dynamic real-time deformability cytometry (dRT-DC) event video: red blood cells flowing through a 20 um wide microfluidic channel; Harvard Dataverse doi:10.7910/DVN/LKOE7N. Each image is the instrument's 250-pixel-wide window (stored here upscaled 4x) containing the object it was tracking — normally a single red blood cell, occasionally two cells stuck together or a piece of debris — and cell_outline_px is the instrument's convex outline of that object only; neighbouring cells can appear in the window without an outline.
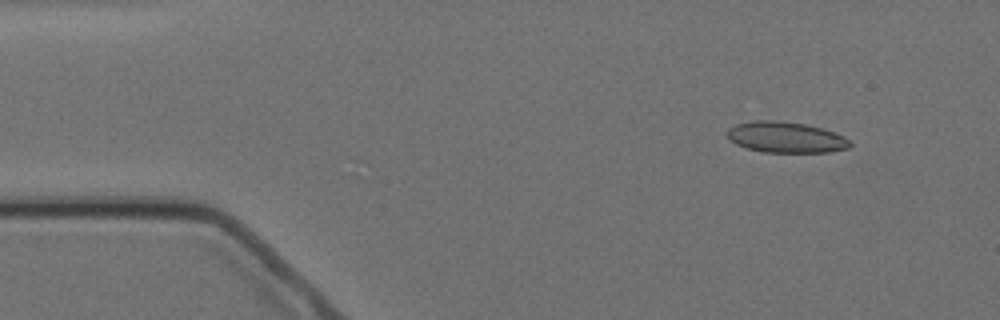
{"species": "Egyptian fruit bat (a non-hibernating species)", "species_latin": "Rousettus aegyptiacus", "temperature_condition": "cold", "stored_images_in_passage": 4, "camera_frame_rate_fps": 3000, "um_per_image_px": 0.085, "animal": {"sex": "female"}, "frame": {"image": 1, "passage_image": 2, "time_ms": 1.333, "image_size_px": [1000, 320], "cell_outline_px": [[852, 144], [848, 148], [828, 152], [764, 152], [748, 148], [736, 144], [728, 136], [728, 128], [736, 124], [752, 120], [776, 120], [804, 124], [824, 128], [836, 132], [852, 140]], "centroid_in_image_um": [66.85, 11.66], "position_along_channel_um": 18.2, "area_um2": 22.2}}
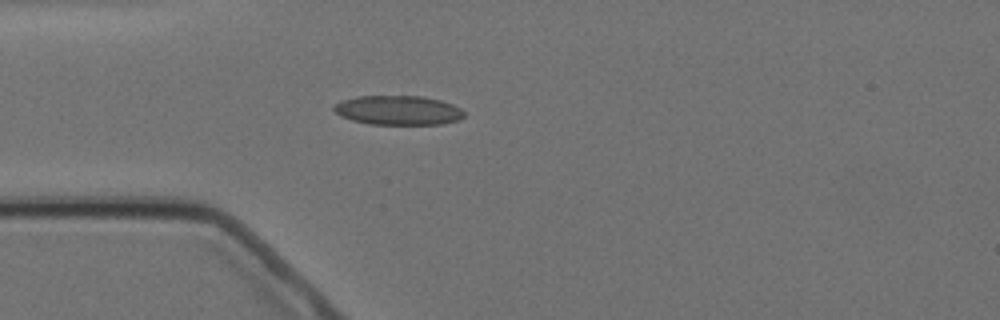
{"frame": {"image": 2, "passage_image": 4, "time_ms": 4.333, "image_size_px": [1000, 320], "cell_outline_px": [[464, 116], [460, 120], [440, 124], [372, 124], [352, 120], [340, 116], [332, 108], [340, 100], [356, 96], [420, 96], [440, 100], [452, 104], [460, 108], [464, 112]], "centroid_in_image_um": [33.83, 9.37], "position_along_channel_um": 51.2, "area_um2": 22.25}}